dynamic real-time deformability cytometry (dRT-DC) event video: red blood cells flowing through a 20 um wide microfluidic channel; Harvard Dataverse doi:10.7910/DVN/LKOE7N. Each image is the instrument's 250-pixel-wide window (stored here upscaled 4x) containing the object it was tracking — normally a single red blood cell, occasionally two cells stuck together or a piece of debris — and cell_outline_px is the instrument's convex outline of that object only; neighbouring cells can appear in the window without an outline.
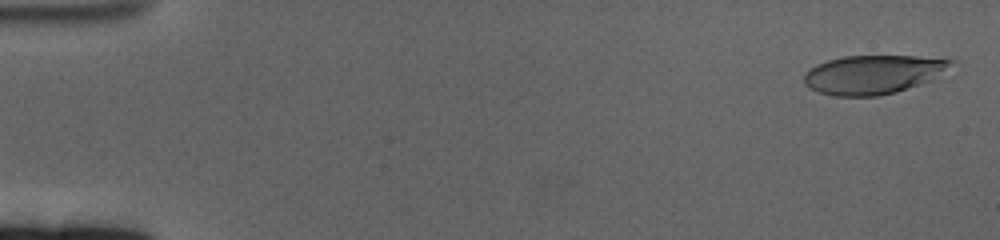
{"species": "human", "species_latin": "Homo sapiens", "temperature_condition": "cold", "stored_images_in_passage": 61, "camera_frame_rate_fps": 3000, "um_per_image_px": 0.085, "donor": {"sex": "female"}, "frame": {"image": 1, "passage_image": 2, "time_ms": 0.333, "image_size_px": [1000, 240], "cell_outline_px": [[960, 64], [932, 80], [896, 92], [876, 96], [832, 96], [808, 88], [804, 84], [804, 72], [816, 64], [828, 60], [844, 56], [916, 56], [956, 60]], "centroid_in_image_um": [74.28, 6.32], "position_along_channel_um": 10.7, "area_um2": 33.81}}
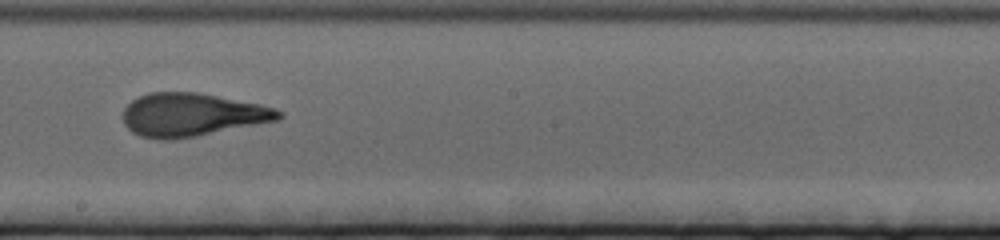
{"frame": {"image": 2, "passage_image": 35, "time_ms": 11.333, "image_size_px": [1000, 240], "cell_outline_px": [[284, 116], [280, 120], [196, 136], [172, 140], [156, 140], [140, 136], [132, 132], [124, 124], [124, 108], [132, 100], [148, 92], [196, 92], [260, 104], [276, 108], [284, 112]], "centroid_in_image_um": [16.34, 9.76], "position_along_channel_um": 231.9, "area_um2": 39.36}}
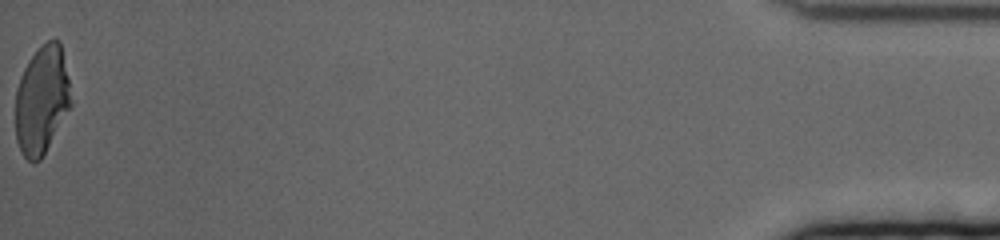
{"frame": {"image": 3, "passage_image": 61, "time_ms": 20.0, "image_size_px": [1000, 240], "cell_outline_px": [[72, 104], [40, 160], [32, 164], [24, 156], [16, 140], [16, 88], [20, 76], [28, 60], [48, 40], [60, 40], [68, 80]], "centroid_in_image_um": [3.54, 8.51], "position_along_channel_um": 431.7, "area_um2": 34.56}, "authors_computed_cell_mechanics": {"area_um2": 37.4544, "velocity_mm_per_s": 3.3533, "shape_relaxation_time_tau1_ms": 5.9341, "shape_relaxation_time_tau2_ms": 1.6762, "deformation_change_tau1": 0.263, "deformation_change_tau2": 0.0867}}